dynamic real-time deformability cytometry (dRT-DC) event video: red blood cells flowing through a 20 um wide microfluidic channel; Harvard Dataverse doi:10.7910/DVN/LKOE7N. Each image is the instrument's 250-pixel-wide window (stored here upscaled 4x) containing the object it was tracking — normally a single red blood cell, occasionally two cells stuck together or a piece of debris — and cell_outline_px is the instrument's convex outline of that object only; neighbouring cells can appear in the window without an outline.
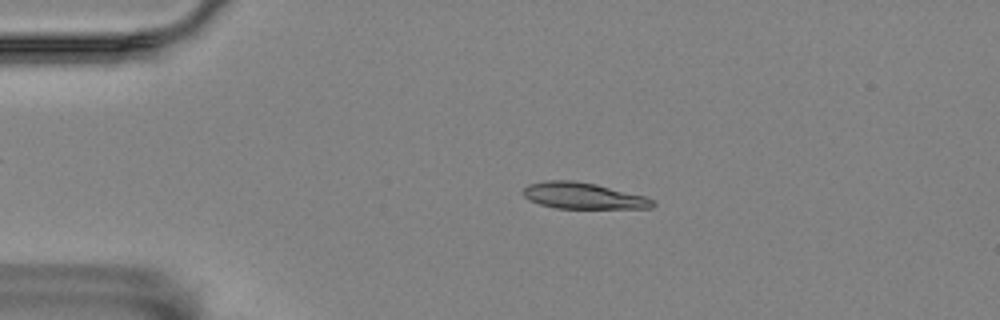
{"species": "Egyptian fruit bat (a non-hibernating species)", "species_latin": "Rousettus aegyptiacus", "temperature_condition": "room temperature", "stored_images_in_passage": 55, "camera_frame_rate_fps": 3000, "um_per_image_px": 0.085, "animal": {"sex": "female"}, "frame": {"image": 1, "passage_image": 10, "time_ms": 3.0, "image_size_px": [1000, 320], "cell_outline_px": [[656, 204], [652, 208], [556, 208], [540, 204], [528, 200], [520, 192], [528, 184], [544, 180], [572, 180], [596, 184], [644, 196], [652, 200]], "centroid_in_image_um": [49.51, 16.63], "position_along_channel_um": 35.5, "area_um2": 19.83}}
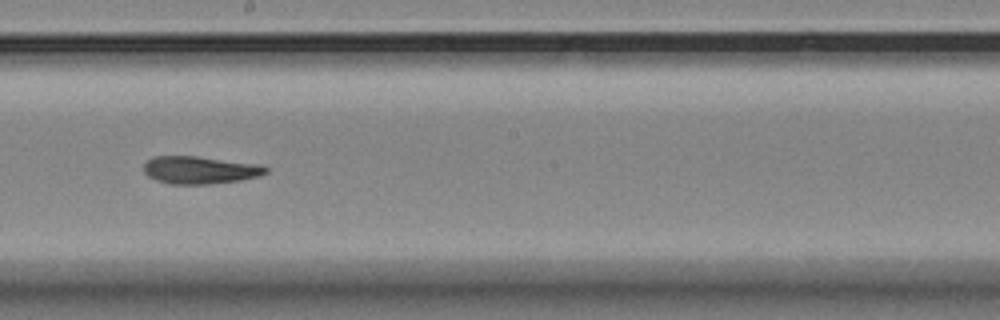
{"frame": {"image": 2, "passage_image": 30, "time_ms": 9.667, "image_size_px": [1000, 320], "cell_outline_px": [[268, 172], [260, 176], [240, 180], [208, 184], [172, 184], [156, 180], [148, 176], [144, 172], [144, 164], [152, 156], [196, 156], [260, 164], [268, 168]], "centroid_in_image_um": [17.0, 14.45], "position_along_channel_um": 231.2, "area_um2": 19.65}}
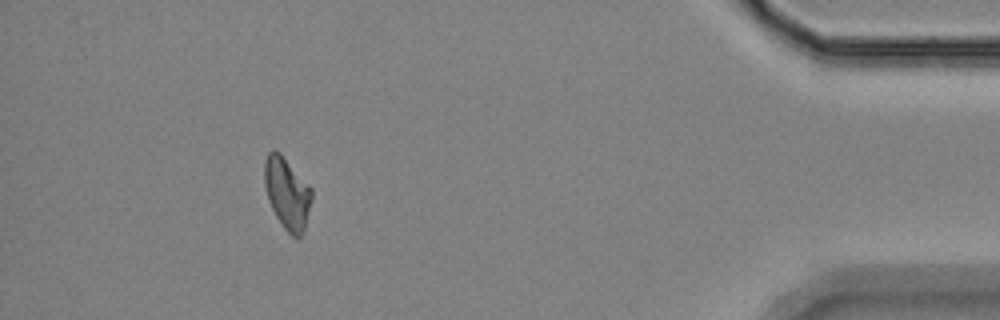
{"frame": {"image": 3, "passage_image": 50, "time_ms": 16.333, "image_size_px": [1000, 320], "cell_outline_px": [[312, 200], [304, 232], [300, 236], [292, 236], [284, 228], [276, 216], [268, 200], [264, 184], [264, 160], [268, 152], [272, 148], [276, 148], [280, 152], [312, 188]], "centroid_in_image_um": [24.4, 16.39], "position_along_channel_um": 410.8, "area_um2": 19.94}}